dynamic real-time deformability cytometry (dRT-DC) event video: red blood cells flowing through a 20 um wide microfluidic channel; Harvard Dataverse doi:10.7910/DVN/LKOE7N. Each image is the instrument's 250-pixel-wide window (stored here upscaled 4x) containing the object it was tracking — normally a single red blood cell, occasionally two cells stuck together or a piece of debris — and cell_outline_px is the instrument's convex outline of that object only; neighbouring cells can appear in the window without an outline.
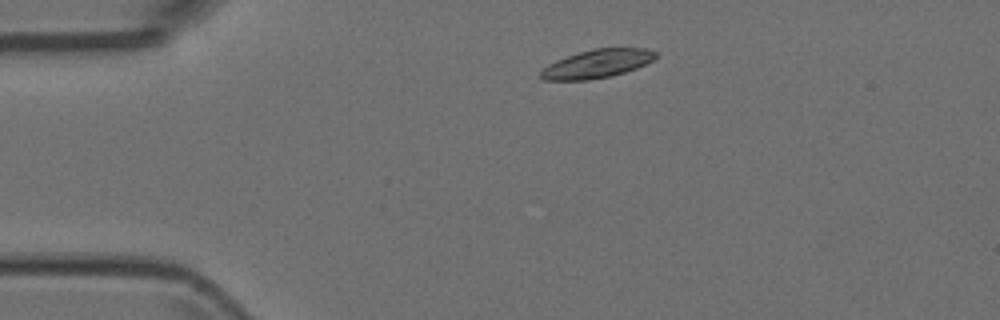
{"species": "Egyptian fruit bat (a non-hibernating species)", "species_latin": "Rousettus aegyptiacus", "temperature_condition": "room temperature", "stored_images_in_passage": 2, "camera_frame_rate_fps": 3000, "um_per_image_px": 0.085, "animal": {"sex": "female"}, "frame": {"image": 1, "passage_image": 1, "time_ms": 0.0, "image_size_px": [1000, 320], "cell_outline_px": [[656, 56], [652, 60], [636, 68], [612, 76], [588, 80], [540, 80], [540, 72], [548, 64], [556, 60], [580, 52], [596, 48], [648, 48], [656, 52]], "centroid_in_image_um": [50.73, 5.42], "position_along_channel_um": 34.3, "area_um2": 18.9}}